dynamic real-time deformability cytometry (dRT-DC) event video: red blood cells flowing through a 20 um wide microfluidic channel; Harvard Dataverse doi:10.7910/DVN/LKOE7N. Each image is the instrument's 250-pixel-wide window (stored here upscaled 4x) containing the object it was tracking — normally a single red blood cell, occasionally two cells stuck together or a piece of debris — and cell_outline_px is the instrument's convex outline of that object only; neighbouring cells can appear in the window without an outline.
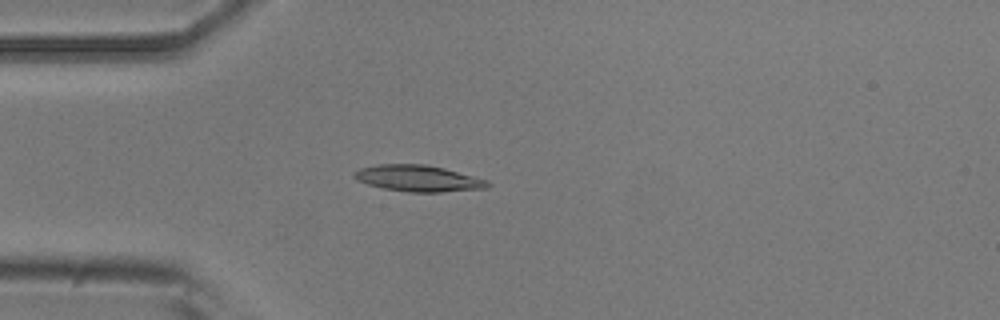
{"species": "common noctule bat (a hibernating species)", "species_latin": "Nyctalus noctula", "temperature_condition": "room temperature", "stored_images_in_passage": 52, "camera_frame_rate_fps": 3000, "um_per_image_px": 0.085, "animal": {"sex": "male", "body_mass_g": 20.5, "forearm_length_mm": 52.5}, "frame": {"image": 1, "passage_image": 14, "time_ms": 4.333, "image_size_px": [1000, 320], "cell_outline_px": [[492, 184], [488, 188], [440, 192], [408, 192], [384, 188], [368, 184], [356, 180], [352, 176], [352, 172], [360, 168], [376, 164], [428, 164], [444, 168], [488, 180]], "centroid_in_image_um": [35.54, 15.15], "position_along_channel_um": 49.5, "area_um2": 20.63}}
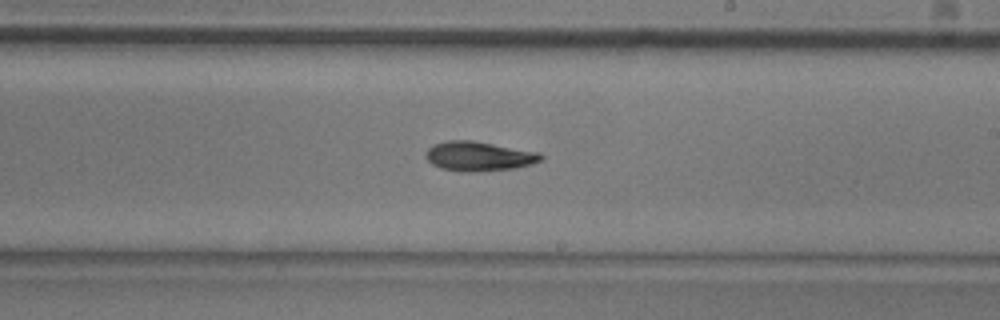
{"frame": {"image": 2, "passage_image": 30, "time_ms": 9.667, "image_size_px": [1000, 320], "cell_outline_px": [[544, 160], [532, 164], [516, 168], [476, 172], [460, 172], [440, 168], [432, 164], [424, 156], [428, 148], [432, 144], [448, 140], [472, 140], [540, 152], [544, 156]], "centroid_in_image_um": [40.71, 13.28], "position_along_channel_um": 248.3, "area_um2": 20.17}}
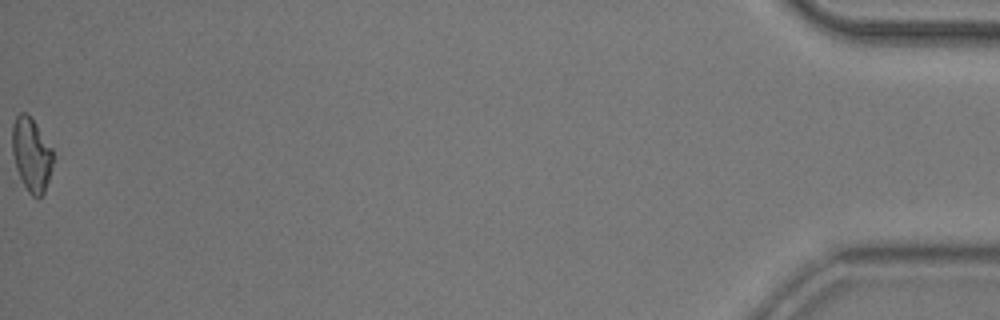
{"frame": {"image": 3, "passage_image": 52, "time_ms": 17.0, "image_size_px": [1000, 320], "cell_outline_px": [[52, 164], [48, 180], [44, 192], [40, 196], [32, 196], [28, 192], [16, 168], [12, 152], [12, 124], [16, 116], [20, 112], [24, 112], [36, 124], [52, 148]], "centroid_in_image_um": [2.65, 13.12], "position_along_channel_um": 432.6, "area_um2": 17.17}, "authors_computed_cell_mechanics": {"area_um2": 18.8428, "velocity_mm_per_s": 3.9026, "shape_relaxation_time_tau1_ms": 4.8114, "shape_relaxation_time_tau2_ms": null, "deformation_change_tau1": 0.137, "deformation_change_tau2": null}}